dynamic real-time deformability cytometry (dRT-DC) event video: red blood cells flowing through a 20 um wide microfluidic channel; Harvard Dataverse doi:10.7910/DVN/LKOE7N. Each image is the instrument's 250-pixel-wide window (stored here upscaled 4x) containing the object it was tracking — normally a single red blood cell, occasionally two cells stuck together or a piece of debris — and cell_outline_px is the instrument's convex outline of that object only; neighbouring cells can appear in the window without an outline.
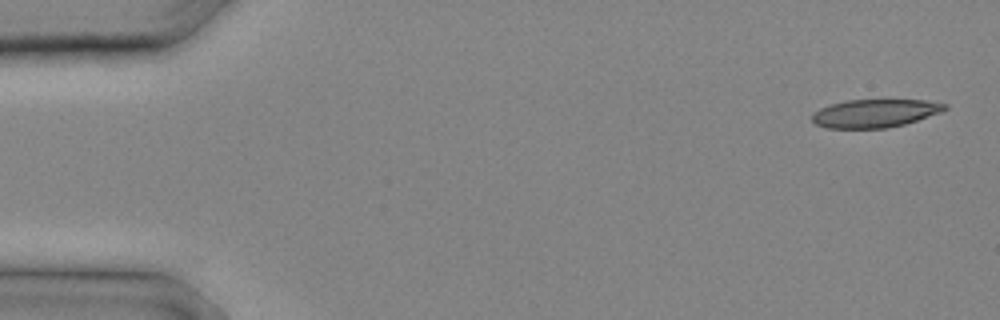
{"species": "common noctule bat (a hibernating species)", "species_latin": "Nyctalus noctula", "temperature_condition": "cold", "stored_images_in_passage": 7, "camera_frame_rate_fps": 3000, "um_per_image_px": 0.085, "animal": {"sex": "male", "body_mass_g": 20.4}, "frame": {"image": 1, "passage_image": 1, "time_ms": 0.0, "image_size_px": [1000, 320], "cell_outline_px": [[948, 108], [940, 112], [904, 124], [888, 128], [824, 128], [816, 124], [812, 120], [812, 112], [820, 108], [832, 104], [848, 100], [924, 100], [948, 104]], "centroid_in_image_um": [74.34, 9.63], "position_along_channel_um": 10.7, "area_um2": 21.68}}
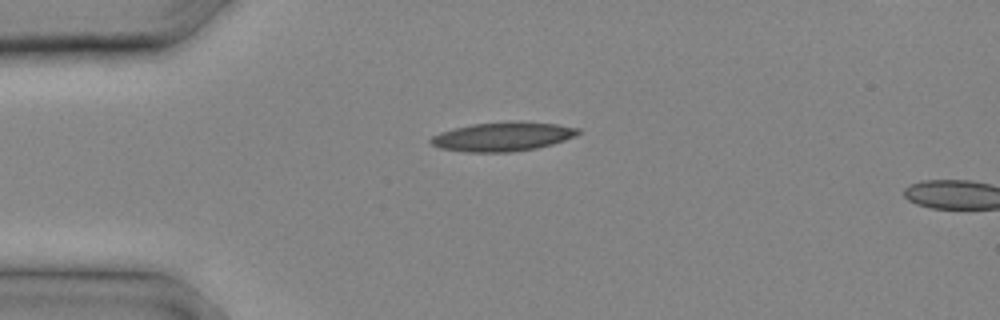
{"frame": {"image": 2, "passage_image": 6, "time_ms": 1.667, "image_size_px": [1000, 320], "cell_outline_px": [[580, 132], [576, 136], [552, 144], [536, 148], [512, 152], [464, 152], [440, 148], [432, 144], [428, 140], [432, 136], [440, 132], [472, 124], [508, 120], [516, 120], [556, 124], [580, 128]], "centroid_in_image_um": [42.74, 11.6], "position_along_channel_um": 42.3, "area_um2": 25.2}}